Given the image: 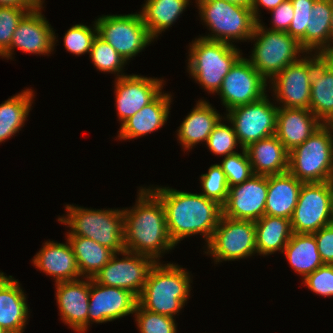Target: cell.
I'll list each match as a JSON object with an SVG mask.
<instances>
[{"instance_id": "6da1fadb", "label": "cell", "mask_w": 333, "mask_h": 333, "mask_svg": "<svg viewBox=\"0 0 333 333\" xmlns=\"http://www.w3.org/2000/svg\"><path fill=\"white\" fill-rule=\"evenodd\" d=\"M137 196L134 207L123 210L125 250L157 262L162 253L176 246L168 233L165 208L150 188H140Z\"/></svg>"}, {"instance_id": "7a4b0ae2", "label": "cell", "mask_w": 333, "mask_h": 333, "mask_svg": "<svg viewBox=\"0 0 333 333\" xmlns=\"http://www.w3.org/2000/svg\"><path fill=\"white\" fill-rule=\"evenodd\" d=\"M149 188L163 203L168 233L175 245L198 233L208 244L222 216L221 205L201 193L194 194L169 187Z\"/></svg>"}, {"instance_id": "3957f363", "label": "cell", "mask_w": 333, "mask_h": 333, "mask_svg": "<svg viewBox=\"0 0 333 333\" xmlns=\"http://www.w3.org/2000/svg\"><path fill=\"white\" fill-rule=\"evenodd\" d=\"M191 278L182 267L157 261L150 269L138 305L148 311L175 317L190 296Z\"/></svg>"}, {"instance_id": "277c9868", "label": "cell", "mask_w": 333, "mask_h": 333, "mask_svg": "<svg viewBox=\"0 0 333 333\" xmlns=\"http://www.w3.org/2000/svg\"><path fill=\"white\" fill-rule=\"evenodd\" d=\"M58 221L70 227L67 236L90 238L114 253L125 250L123 209L94 210L67 204Z\"/></svg>"}, {"instance_id": "5b68a950", "label": "cell", "mask_w": 333, "mask_h": 333, "mask_svg": "<svg viewBox=\"0 0 333 333\" xmlns=\"http://www.w3.org/2000/svg\"><path fill=\"white\" fill-rule=\"evenodd\" d=\"M236 45L200 36L189 47L188 71L204 90L218 93L224 77L242 57Z\"/></svg>"}, {"instance_id": "8992f818", "label": "cell", "mask_w": 333, "mask_h": 333, "mask_svg": "<svg viewBox=\"0 0 333 333\" xmlns=\"http://www.w3.org/2000/svg\"><path fill=\"white\" fill-rule=\"evenodd\" d=\"M333 126L323 124L289 152L288 172L303 183L333 181Z\"/></svg>"}, {"instance_id": "52a82bcc", "label": "cell", "mask_w": 333, "mask_h": 333, "mask_svg": "<svg viewBox=\"0 0 333 333\" xmlns=\"http://www.w3.org/2000/svg\"><path fill=\"white\" fill-rule=\"evenodd\" d=\"M196 3L201 20L213 33L202 38L233 44L234 40L246 41L252 37L258 21L251 8L225 0H196Z\"/></svg>"}, {"instance_id": "ba28073f", "label": "cell", "mask_w": 333, "mask_h": 333, "mask_svg": "<svg viewBox=\"0 0 333 333\" xmlns=\"http://www.w3.org/2000/svg\"><path fill=\"white\" fill-rule=\"evenodd\" d=\"M249 40L256 42L248 60L266 80L299 61V53L306 52L296 38L287 32L269 30L260 21Z\"/></svg>"}, {"instance_id": "9c48e42d", "label": "cell", "mask_w": 333, "mask_h": 333, "mask_svg": "<svg viewBox=\"0 0 333 333\" xmlns=\"http://www.w3.org/2000/svg\"><path fill=\"white\" fill-rule=\"evenodd\" d=\"M95 22L98 36L109 43L127 62L154 40L140 13L102 15Z\"/></svg>"}, {"instance_id": "30bf717a", "label": "cell", "mask_w": 333, "mask_h": 333, "mask_svg": "<svg viewBox=\"0 0 333 333\" xmlns=\"http://www.w3.org/2000/svg\"><path fill=\"white\" fill-rule=\"evenodd\" d=\"M255 236L254 221L222 215L205 253L211 255L215 262L247 258L257 253Z\"/></svg>"}, {"instance_id": "8fae6325", "label": "cell", "mask_w": 333, "mask_h": 333, "mask_svg": "<svg viewBox=\"0 0 333 333\" xmlns=\"http://www.w3.org/2000/svg\"><path fill=\"white\" fill-rule=\"evenodd\" d=\"M333 181L303 183L293 211V233L313 234L331 224Z\"/></svg>"}, {"instance_id": "7c38bea8", "label": "cell", "mask_w": 333, "mask_h": 333, "mask_svg": "<svg viewBox=\"0 0 333 333\" xmlns=\"http://www.w3.org/2000/svg\"><path fill=\"white\" fill-rule=\"evenodd\" d=\"M267 97L266 94L257 101L235 107L223 117L233 125L241 149L276 134L279 107Z\"/></svg>"}, {"instance_id": "4fadbf2b", "label": "cell", "mask_w": 333, "mask_h": 333, "mask_svg": "<svg viewBox=\"0 0 333 333\" xmlns=\"http://www.w3.org/2000/svg\"><path fill=\"white\" fill-rule=\"evenodd\" d=\"M305 55L296 63L288 65L270 81L275 100L282 108L309 109L311 76L321 61L319 53Z\"/></svg>"}, {"instance_id": "5bb4252c", "label": "cell", "mask_w": 333, "mask_h": 333, "mask_svg": "<svg viewBox=\"0 0 333 333\" xmlns=\"http://www.w3.org/2000/svg\"><path fill=\"white\" fill-rule=\"evenodd\" d=\"M117 254L124 257L119 259ZM155 263L150 256L124 250L115 253L93 279L101 285L130 291L138 298Z\"/></svg>"}, {"instance_id": "9a60e30c", "label": "cell", "mask_w": 333, "mask_h": 333, "mask_svg": "<svg viewBox=\"0 0 333 333\" xmlns=\"http://www.w3.org/2000/svg\"><path fill=\"white\" fill-rule=\"evenodd\" d=\"M267 81L244 57H241L224 77L218 91L227 110L249 104L266 94Z\"/></svg>"}, {"instance_id": "2e32d148", "label": "cell", "mask_w": 333, "mask_h": 333, "mask_svg": "<svg viewBox=\"0 0 333 333\" xmlns=\"http://www.w3.org/2000/svg\"><path fill=\"white\" fill-rule=\"evenodd\" d=\"M44 1L30 10L18 23L15 29L10 47L1 55L12 59L14 49L26 53L48 55L54 50L56 41L55 32L48 23L40 9H43Z\"/></svg>"}, {"instance_id": "e0dca14e", "label": "cell", "mask_w": 333, "mask_h": 333, "mask_svg": "<svg viewBox=\"0 0 333 333\" xmlns=\"http://www.w3.org/2000/svg\"><path fill=\"white\" fill-rule=\"evenodd\" d=\"M268 176L253 174L242 184L229 188L222 215L231 219L257 221L265 215Z\"/></svg>"}, {"instance_id": "ac0fdd59", "label": "cell", "mask_w": 333, "mask_h": 333, "mask_svg": "<svg viewBox=\"0 0 333 333\" xmlns=\"http://www.w3.org/2000/svg\"><path fill=\"white\" fill-rule=\"evenodd\" d=\"M138 298L130 291L98 284L90 278L88 325L103 323L135 313Z\"/></svg>"}, {"instance_id": "d6986e66", "label": "cell", "mask_w": 333, "mask_h": 333, "mask_svg": "<svg viewBox=\"0 0 333 333\" xmlns=\"http://www.w3.org/2000/svg\"><path fill=\"white\" fill-rule=\"evenodd\" d=\"M115 80L116 110L121 124L152 102L163 89L160 78L125 75Z\"/></svg>"}, {"instance_id": "ffe728a7", "label": "cell", "mask_w": 333, "mask_h": 333, "mask_svg": "<svg viewBox=\"0 0 333 333\" xmlns=\"http://www.w3.org/2000/svg\"><path fill=\"white\" fill-rule=\"evenodd\" d=\"M83 279L55 283L61 320L78 333L88 330L90 278Z\"/></svg>"}, {"instance_id": "44dd1931", "label": "cell", "mask_w": 333, "mask_h": 333, "mask_svg": "<svg viewBox=\"0 0 333 333\" xmlns=\"http://www.w3.org/2000/svg\"><path fill=\"white\" fill-rule=\"evenodd\" d=\"M323 123L310 109L282 108L279 106L276 136L288 152L302 144Z\"/></svg>"}, {"instance_id": "7402d4cb", "label": "cell", "mask_w": 333, "mask_h": 333, "mask_svg": "<svg viewBox=\"0 0 333 333\" xmlns=\"http://www.w3.org/2000/svg\"><path fill=\"white\" fill-rule=\"evenodd\" d=\"M32 262L46 275L54 277L56 283L77 280L81 276L68 239L66 243L45 242Z\"/></svg>"}, {"instance_id": "603a6c76", "label": "cell", "mask_w": 333, "mask_h": 333, "mask_svg": "<svg viewBox=\"0 0 333 333\" xmlns=\"http://www.w3.org/2000/svg\"><path fill=\"white\" fill-rule=\"evenodd\" d=\"M171 96L161 92L152 102L124 121L118 131V139H136L163 127L169 118Z\"/></svg>"}, {"instance_id": "cb8c5ba5", "label": "cell", "mask_w": 333, "mask_h": 333, "mask_svg": "<svg viewBox=\"0 0 333 333\" xmlns=\"http://www.w3.org/2000/svg\"><path fill=\"white\" fill-rule=\"evenodd\" d=\"M18 280L0 275V326L5 331L24 332L29 311Z\"/></svg>"}, {"instance_id": "d4e9b609", "label": "cell", "mask_w": 333, "mask_h": 333, "mask_svg": "<svg viewBox=\"0 0 333 333\" xmlns=\"http://www.w3.org/2000/svg\"><path fill=\"white\" fill-rule=\"evenodd\" d=\"M245 149L254 174L270 176L288 172L289 152L276 135L254 142Z\"/></svg>"}, {"instance_id": "484cf974", "label": "cell", "mask_w": 333, "mask_h": 333, "mask_svg": "<svg viewBox=\"0 0 333 333\" xmlns=\"http://www.w3.org/2000/svg\"><path fill=\"white\" fill-rule=\"evenodd\" d=\"M302 184L289 172L268 176L265 215L291 219Z\"/></svg>"}, {"instance_id": "4316f807", "label": "cell", "mask_w": 333, "mask_h": 333, "mask_svg": "<svg viewBox=\"0 0 333 333\" xmlns=\"http://www.w3.org/2000/svg\"><path fill=\"white\" fill-rule=\"evenodd\" d=\"M221 116L209 102L202 99L198 101L177 130V140L183 149L189 150L200 142H207L213 128L222 119Z\"/></svg>"}, {"instance_id": "83f0119b", "label": "cell", "mask_w": 333, "mask_h": 333, "mask_svg": "<svg viewBox=\"0 0 333 333\" xmlns=\"http://www.w3.org/2000/svg\"><path fill=\"white\" fill-rule=\"evenodd\" d=\"M309 109L323 124L333 122V68L322 60L311 76Z\"/></svg>"}, {"instance_id": "f1b7e54d", "label": "cell", "mask_w": 333, "mask_h": 333, "mask_svg": "<svg viewBox=\"0 0 333 333\" xmlns=\"http://www.w3.org/2000/svg\"><path fill=\"white\" fill-rule=\"evenodd\" d=\"M256 250L259 255H271L280 251L290 240L293 231L288 218L264 215L255 221Z\"/></svg>"}, {"instance_id": "f546056e", "label": "cell", "mask_w": 333, "mask_h": 333, "mask_svg": "<svg viewBox=\"0 0 333 333\" xmlns=\"http://www.w3.org/2000/svg\"><path fill=\"white\" fill-rule=\"evenodd\" d=\"M283 253L286 255L294 272L303 276V279L324 265L314 234L293 233Z\"/></svg>"}, {"instance_id": "4dcf8cb0", "label": "cell", "mask_w": 333, "mask_h": 333, "mask_svg": "<svg viewBox=\"0 0 333 333\" xmlns=\"http://www.w3.org/2000/svg\"><path fill=\"white\" fill-rule=\"evenodd\" d=\"M332 11L333 0L314 2L309 26L306 28L305 36L299 41L306 54H311L313 50L319 53L330 42Z\"/></svg>"}, {"instance_id": "1f68e13d", "label": "cell", "mask_w": 333, "mask_h": 333, "mask_svg": "<svg viewBox=\"0 0 333 333\" xmlns=\"http://www.w3.org/2000/svg\"><path fill=\"white\" fill-rule=\"evenodd\" d=\"M83 278H94L115 254L111 249L82 236H67Z\"/></svg>"}, {"instance_id": "d6a6232c", "label": "cell", "mask_w": 333, "mask_h": 333, "mask_svg": "<svg viewBox=\"0 0 333 333\" xmlns=\"http://www.w3.org/2000/svg\"><path fill=\"white\" fill-rule=\"evenodd\" d=\"M189 5V0H147L140 11L143 23L154 39L168 29Z\"/></svg>"}, {"instance_id": "836d02e7", "label": "cell", "mask_w": 333, "mask_h": 333, "mask_svg": "<svg viewBox=\"0 0 333 333\" xmlns=\"http://www.w3.org/2000/svg\"><path fill=\"white\" fill-rule=\"evenodd\" d=\"M34 98L33 90L26 89L0 104V143L13 137L24 126Z\"/></svg>"}, {"instance_id": "e575fe53", "label": "cell", "mask_w": 333, "mask_h": 333, "mask_svg": "<svg viewBox=\"0 0 333 333\" xmlns=\"http://www.w3.org/2000/svg\"><path fill=\"white\" fill-rule=\"evenodd\" d=\"M89 54L94 66L99 71L114 72L113 74H117L116 78L125 76L122 70L125 64H127V61L109 43L105 42L98 35L93 41Z\"/></svg>"}, {"instance_id": "d590c367", "label": "cell", "mask_w": 333, "mask_h": 333, "mask_svg": "<svg viewBox=\"0 0 333 333\" xmlns=\"http://www.w3.org/2000/svg\"><path fill=\"white\" fill-rule=\"evenodd\" d=\"M200 179L203 191L201 194L223 206L228 197L229 186L221 166L219 164L211 165L208 172L202 174Z\"/></svg>"}, {"instance_id": "8d00e7d4", "label": "cell", "mask_w": 333, "mask_h": 333, "mask_svg": "<svg viewBox=\"0 0 333 333\" xmlns=\"http://www.w3.org/2000/svg\"><path fill=\"white\" fill-rule=\"evenodd\" d=\"M219 165L225 173L229 188L242 184L254 174L246 149H242V153L224 156Z\"/></svg>"}, {"instance_id": "74e56055", "label": "cell", "mask_w": 333, "mask_h": 333, "mask_svg": "<svg viewBox=\"0 0 333 333\" xmlns=\"http://www.w3.org/2000/svg\"><path fill=\"white\" fill-rule=\"evenodd\" d=\"M93 26L92 29L84 24H76L69 28L64 35L65 49L78 56L90 53L93 41L98 35L96 22Z\"/></svg>"}, {"instance_id": "f35d334b", "label": "cell", "mask_w": 333, "mask_h": 333, "mask_svg": "<svg viewBox=\"0 0 333 333\" xmlns=\"http://www.w3.org/2000/svg\"><path fill=\"white\" fill-rule=\"evenodd\" d=\"M135 315L139 333H177L173 317L148 311L138 304L135 308Z\"/></svg>"}, {"instance_id": "ab89813d", "label": "cell", "mask_w": 333, "mask_h": 333, "mask_svg": "<svg viewBox=\"0 0 333 333\" xmlns=\"http://www.w3.org/2000/svg\"><path fill=\"white\" fill-rule=\"evenodd\" d=\"M220 120L210 133L206 145L215 155L228 156L237 153L234 149L239 144L233 125L228 126Z\"/></svg>"}, {"instance_id": "60d3db41", "label": "cell", "mask_w": 333, "mask_h": 333, "mask_svg": "<svg viewBox=\"0 0 333 333\" xmlns=\"http://www.w3.org/2000/svg\"><path fill=\"white\" fill-rule=\"evenodd\" d=\"M32 9L0 7V56L10 47L18 23Z\"/></svg>"}, {"instance_id": "b9f144b4", "label": "cell", "mask_w": 333, "mask_h": 333, "mask_svg": "<svg viewBox=\"0 0 333 333\" xmlns=\"http://www.w3.org/2000/svg\"><path fill=\"white\" fill-rule=\"evenodd\" d=\"M304 284L314 293L321 296H333V265L324 264L307 275Z\"/></svg>"}, {"instance_id": "7bdbcfd3", "label": "cell", "mask_w": 333, "mask_h": 333, "mask_svg": "<svg viewBox=\"0 0 333 333\" xmlns=\"http://www.w3.org/2000/svg\"><path fill=\"white\" fill-rule=\"evenodd\" d=\"M315 1L316 0H291L294 8V18L291 21L287 33L298 41L305 36Z\"/></svg>"}, {"instance_id": "ee69618b", "label": "cell", "mask_w": 333, "mask_h": 333, "mask_svg": "<svg viewBox=\"0 0 333 333\" xmlns=\"http://www.w3.org/2000/svg\"><path fill=\"white\" fill-rule=\"evenodd\" d=\"M272 12V27L268 28L273 31L287 32L294 18V8L291 0L283 1L278 7L271 10Z\"/></svg>"}, {"instance_id": "f6af8a7d", "label": "cell", "mask_w": 333, "mask_h": 333, "mask_svg": "<svg viewBox=\"0 0 333 333\" xmlns=\"http://www.w3.org/2000/svg\"><path fill=\"white\" fill-rule=\"evenodd\" d=\"M313 234L323 263L333 265V225L322 227Z\"/></svg>"}, {"instance_id": "bcb514c9", "label": "cell", "mask_w": 333, "mask_h": 333, "mask_svg": "<svg viewBox=\"0 0 333 333\" xmlns=\"http://www.w3.org/2000/svg\"><path fill=\"white\" fill-rule=\"evenodd\" d=\"M283 1L285 0H252V6L251 10L253 11L255 19L259 22L261 20L259 19V6H263L269 11L275 9L278 7Z\"/></svg>"}, {"instance_id": "7dc6e473", "label": "cell", "mask_w": 333, "mask_h": 333, "mask_svg": "<svg viewBox=\"0 0 333 333\" xmlns=\"http://www.w3.org/2000/svg\"><path fill=\"white\" fill-rule=\"evenodd\" d=\"M43 0H0V7L34 8Z\"/></svg>"}, {"instance_id": "c3c4849f", "label": "cell", "mask_w": 333, "mask_h": 333, "mask_svg": "<svg viewBox=\"0 0 333 333\" xmlns=\"http://www.w3.org/2000/svg\"><path fill=\"white\" fill-rule=\"evenodd\" d=\"M332 42V43H331ZM333 41H330L320 52L321 60L329 67L333 68Z\"/></svg>"}, {"instance_id": "681fc988", "label": "cell", "mask_w": 333, "mask_h": 333, "mask_svg": "<svg viewBox=\"0 0 333 333\" xmlns=\"http://www.w3.org/2000/svg\"><path fill=\"white\" fill-rule=\"evenodd\" d=\"M225 1L245 8H251L252 6V0H225Z\"/></svg>"}, {"instance_id": "f907efd6", "label": "cell", "mask_w": 333, "mask_h": 333, "mask_svg": "<svg viewBox=\"0 0 333 333\" xmlns=\"http://www.w3.org/2000/svg\"><path fill=\"white\" fill-rule=\"evenodd\" d=\"M330 41H333V11H332V24H331V38Z\"/></svg>"}, {"instance_id": "816d5d0a", "label": "cell", "mask_w": 333, "mask_h": 333, "mask_svg": "<svg viewBox=\"0 0 333 333\" xmlns=\"http://www.w3.org/2000/svg\"><path fill=\"white\" fill-rule=\"evenodd\" d=\"M331 224L333 225V196H332V206H331Z\"/></svg>"}, {"instance_id": "f5cc1de1", "label": "cell", "mask_w": 333, "mask_h": 333, "mask_svg": "<svg viewBox=\"0 0 333 333\" xmlns=\"http://www.w3.org/2000/svg\"><path fill=\"white\" fill-rule=\"evenodd\" d=\"M6 331L0 326V333H5Z\"/></svg>"}, {"instance_id": "db71d44e", "label": "cell", "mask_w": 333, "mask_h": 333, "mask_svg": "<svg viewBox=\"0 0 333 333\" xmlns=\"http://www.w3.org/2000/svg\"><path fill=\"white\" fill-rule=\"evenodd\" d=\"M5 333H22V332L6 331Z\"/></svg>"}]
</instances>
